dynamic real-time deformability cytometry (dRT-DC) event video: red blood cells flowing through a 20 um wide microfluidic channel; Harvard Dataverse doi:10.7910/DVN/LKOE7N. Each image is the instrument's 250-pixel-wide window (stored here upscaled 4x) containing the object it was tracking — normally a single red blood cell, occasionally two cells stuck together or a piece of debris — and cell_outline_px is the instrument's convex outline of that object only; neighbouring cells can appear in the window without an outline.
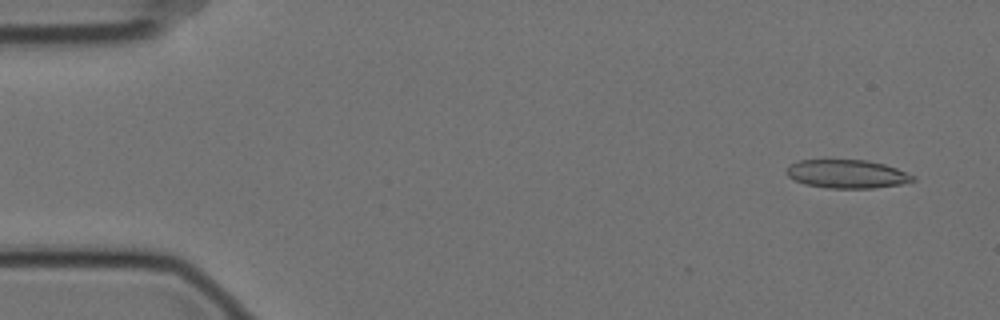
{"species": "Egyptian fruit bat (a non-hibernating species)", "species_latin": "Rousettus aegyptiacus", "temperature_condition": "cold", "stored_images_in_passage": 57, "camera_frame_rate_fps": 3000, "um_per_image_px": 0.085, "animal": {"sex": "female"}, "frame": {"image": 1, "passage_image": 3, "time_ms": 0.667, "image_size_px": [1000, 320], "cell_outline_px": [[916, 180], [900, 184], [872, 188], [824, 188], [804, 184], [788, 176], [784, 172], [788, 164], [800, 160], [868, 160], [884, 164], [896, 168], [916, 176]], "centroid_in_image_um": [71.97, 14.78], "position_along_channel_um": 13.0, "area_um2": 21.1}}
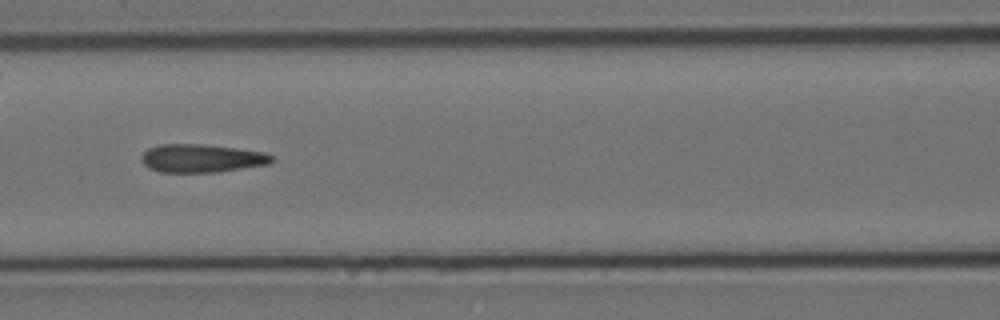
{"frame": {"image": 2, "passage_image": 24, "time_ms": 7.667, "image_size_px": [1000, 320], "cell_outline_px": [[272, 160], [268, 164], [216, 172], [160, 172], [148, 168], [140, 160], [140, 156], [148, 148], [160, 144], [204, 144], [236, 148], [264, 152], [272, 156]], "centroid_in_image_um": [17.08, 13.45], "position_along_channel_um": 149.5, "area_um2": 21.39}}
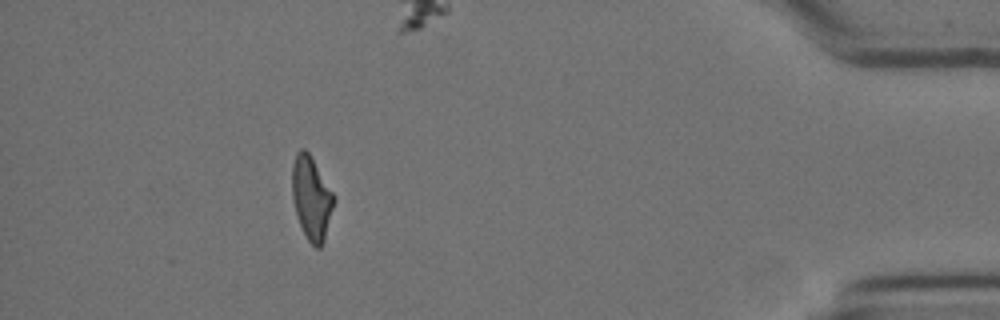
{"frame": {"image": 3, "passage_image": 51, "time_ms": 16.667, "image_size_px": [1000, 320], "cell_outline_px": [[336, 200], [324, 240], [320, 248], [316, 248], [308, 240], [300, 224], [292, 200], [292, 164], [296, 152], [300, 148], [304, 148], [308, 152], [332, 192]], "centroid_in_image_um": [26.46, 16.83], "position_along_channel_um": 408.7, "area_um2": 20.06}, "authors_computed_cell_mechanics": {"area_um2": 21.097, "velocity_mm_per_s": 3.5012, "shape_relaxation_time_tau1_ms": null, "shape_relaxation_time_tau2_ms": 2.1476, "deformation_change_tau1": null, "deformation_change_tau2": 0.1247}}